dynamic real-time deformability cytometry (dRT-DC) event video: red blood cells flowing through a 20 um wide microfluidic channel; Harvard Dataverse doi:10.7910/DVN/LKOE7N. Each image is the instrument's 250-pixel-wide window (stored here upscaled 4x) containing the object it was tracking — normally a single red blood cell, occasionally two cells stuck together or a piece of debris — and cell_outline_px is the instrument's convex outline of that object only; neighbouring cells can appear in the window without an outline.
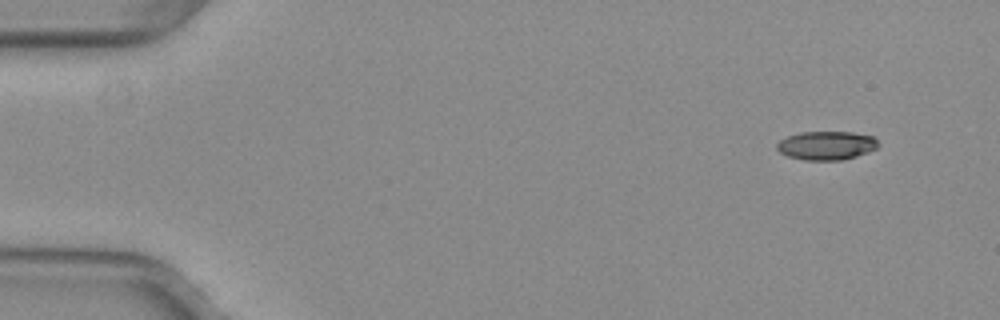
{"species": "common noctule bat (a hibernating species)", "species_latin": "Nyctalus noctula", "temperature_condition": "warm", "stored_images_in_passage": 13, "camera_frame_rate_fps": 3000, "um_per_image_px": 0.085, "animal": {"sex": "female", "body_mass_g": 29.2, "forearm_length_mm": 56.3}, "frame": {"image": 1, "passage_image": 4, "time_ms": 1.0, "image_size_px": [1000, 320], "cell_outline_px": [[880, 144], [876, 148], [868, 152], [844, 160], [804, 160], [788, 156], [780, 152], [776, 148], [776, 144], [780, 140], [788, 136], [800, 132], [852, 132], [872, 136]], "centroid_in_image_um": [70.24, 12.37], "position_along_channel_um": 14.8, "area_um2": 16.94}}